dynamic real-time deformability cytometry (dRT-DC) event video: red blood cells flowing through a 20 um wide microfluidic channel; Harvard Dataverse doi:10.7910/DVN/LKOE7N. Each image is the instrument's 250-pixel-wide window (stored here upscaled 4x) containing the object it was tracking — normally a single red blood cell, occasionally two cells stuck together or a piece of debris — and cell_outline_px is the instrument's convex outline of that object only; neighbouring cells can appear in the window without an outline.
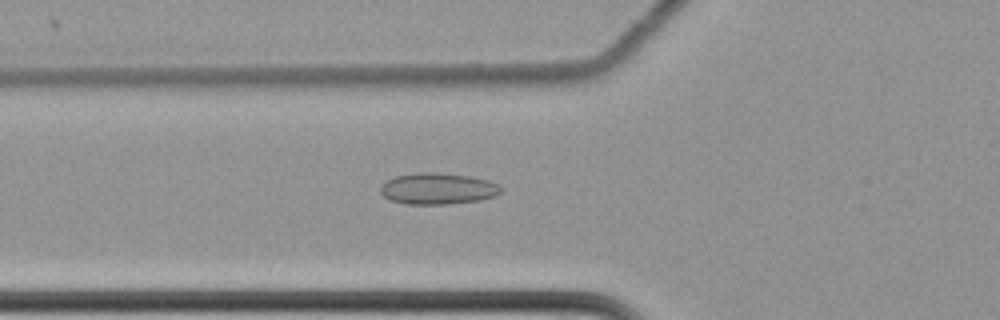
{"species": "common noctule bat (a hibernating species)", "species_latin": "Nyctalus noctula", "temperature_condition": "cold", "stored_images_in_passage": 61, "camera_frame_rate_fps": 3000, "um_per_image_px": 0.085, "animal": {"sex": "female", "body_mass_g": 22.7, "forearm_length_mm": 54.2}, "frame": {"image": 1, "passage_image": 24, "time_ms": 7.667, "image_size_px": [1000, 320], "cell_outline_px": [[500, 192], [496, 196], [480, 200], [448, 204], [404, 204], [388, 200], [380, 192], [380, 184], [384, 180], [396, 176], [416, 172], [436, 172], [468, 176], [488, 180], [496, 184], [500, 188]], "centroid_in_image_um": [37.14, 16.03], "position_along_channel_um": 88.7, "area_um2": 22.2}}
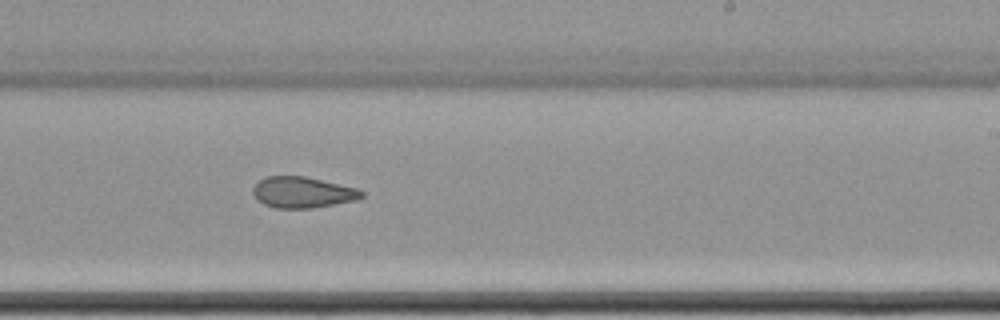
{"frame": {"image": 2, "passage_image": 39, "time_ms": 12.667, "image_size_px": [1000, 320], "cell_outline_px": [[364, 196], [356, 200], [312, 208], [276, 208], [264, 204], [256, 200], [252, 192], [252, 188], [264, 176], [304, 176], [356, 188], [364, 192]], "centroid_in_image_um": [25.68, 16.35], "position_along_channel_um": 263.3, "area_um2": 19.59}}
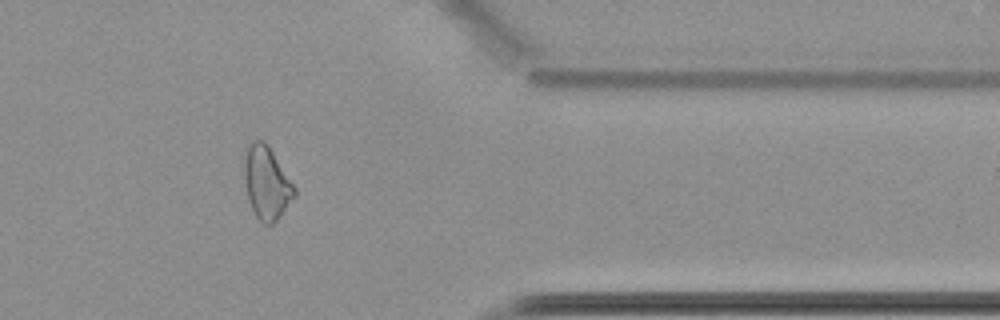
{"frame": {"image": 3, "passage_image": 51, "time_ms": 16.667, "image_size_px": [1000, 320], "cell_outline_px": [[296, 196], [276, 220], [272, 224], [264, 224], [256, 216], [248, 200], [244, 180], [244, 148], [252, 140], [264, 140], [268, 144], [296, 188]], "centroid_in_image_um": [22.64, 15.49], "position_along_channel_um": 388.8, "area_um2": 21.5}, "authors_computed_cell_mechanics": {"area_um2": 22.1952, "velocity_mm_per_s": 3.4987, "shape_relaxation_time_tau1_ms": null, "shape_relaxation_time_tau2_ms": 2.5585, "deformation_change_tau1": null, "deformation_change_tau2": 0.0746}}